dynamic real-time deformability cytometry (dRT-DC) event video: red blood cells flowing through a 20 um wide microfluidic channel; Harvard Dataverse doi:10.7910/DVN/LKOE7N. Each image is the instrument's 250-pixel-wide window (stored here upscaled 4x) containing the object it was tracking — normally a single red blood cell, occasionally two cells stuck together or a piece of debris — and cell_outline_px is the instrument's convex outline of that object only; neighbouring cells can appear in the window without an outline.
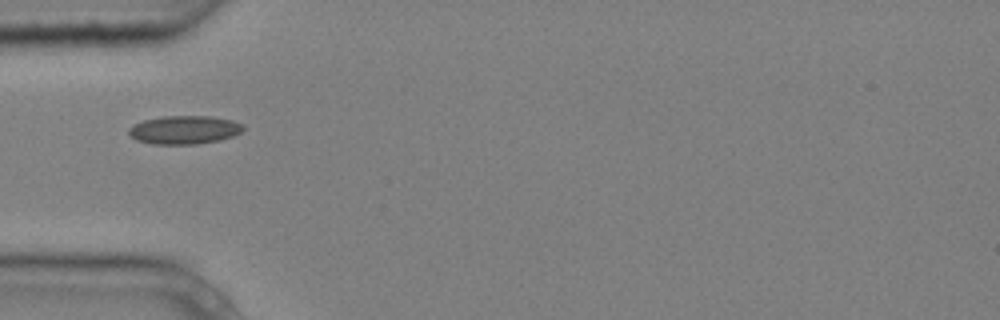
{"species": "common noctule bat (a hibernating species)", "species_latin": "Nyctalus noctula", "temperature_condition": "cold", "stored_images_in_passage": 3, "camera_frame_rate_fps": 3000, "um_per_image_px": 0.085, "animal": {"sex": "male", "body_mass_g": 20.4}, "frame": {"image": 1, "passage_image": 1, "time_ms": 0.0, "image_size_px": [1000, 320], "cell_outline_px": [[244, 128], [240, 132], [232, 136], [220, 140], [196, 144], [152, 144], [136, 140], [128, 132], [128, 128], [144, 120], [164, 116], [212, 116], [232, 120], [244, 124]], "centroid_in_image_um": [15.69, 11.03], "position_along_channel_um": 69.3, "area_um2": 18.9}}
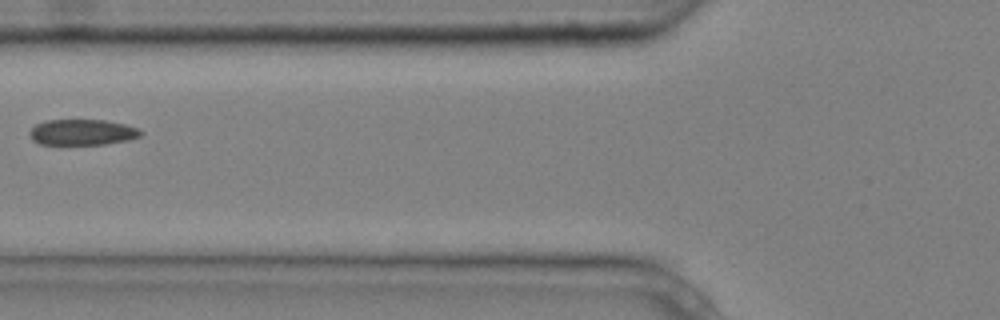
{"frame": {"image": 2, "passage_image": 2, "time_ms": 0.333, "image_size_px": [1000, 320], "cell_outline_px": [[144, 132], [140, 136], [128, 140], [104, 144], [40, 144], [32, 140], [28, 136], [28, 132], [36, 124], [44, 120], [104, 120], [124, 124], [140, 128]], "centroid_in_image_um": [6.98, 11.23], "position_along_channel_um": 118.8, "area_um2": 16.82}}